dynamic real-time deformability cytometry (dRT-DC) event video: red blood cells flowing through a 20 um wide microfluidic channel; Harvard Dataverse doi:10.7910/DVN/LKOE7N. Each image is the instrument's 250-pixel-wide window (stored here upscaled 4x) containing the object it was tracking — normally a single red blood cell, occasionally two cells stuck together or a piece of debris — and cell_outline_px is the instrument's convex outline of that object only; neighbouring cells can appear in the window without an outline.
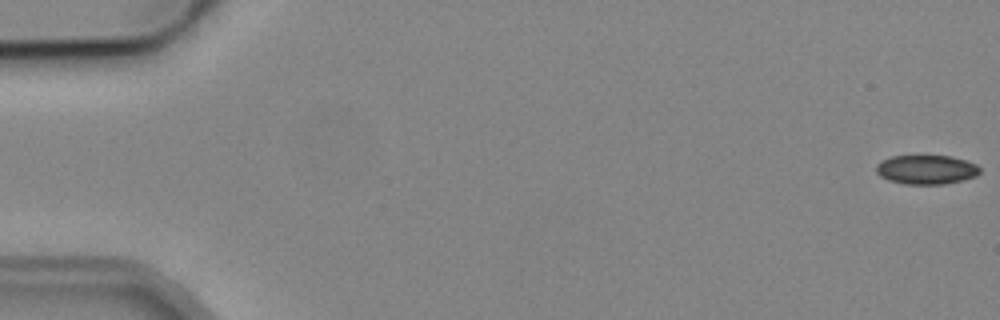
{"species": "common noctule bat (a hibernating species)", "species_latin": "Nyctalus noctula", "temperature_condition": "cold", "stored_images_in_passage": 6, "camera_frame_rate_fps": 3000, "um_per_image_px": 0.085, "animal": {"sex": "male", "body_mass_g": 19.2, "forearm_length_mm": 51.8}, "frame": {"image": 1, "passage_image": 1, "time_ms": 0.0, "image_size_px": [1000, 320], "cell_outline_px": [[980, 172], [976, 176], [964, 180], [944, 184], [904, 184], [888, 180], [880, 176], [876, 172], [876, 164], [880, 160], [892, 156], [952, 156], [976, 164], [980, 168]], "centroid_in_image_um": [78.72, 14.42], "position_along_channel_um": 6.3, "area_um2": 17.74}}
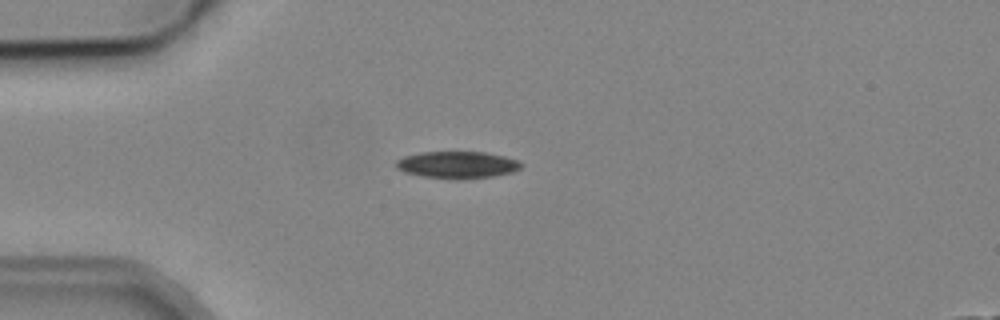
{"frame": {"image": 2, "passage_image": 5, "time_ms": 4.667, "image_size_px": [1000, 320], "cell_outline_px": [[524, 164], [520, 168], [512, 172], [492, 176], [456, 180], [452, 180], [420, 176], [404, 172], [396, 168], [396, 160], [404, 156], [420, 152], [484, 152], [504, 156], [520, 160]], "centroid_in_image_um": [38.86, 14.02], "position_along_channel_um": 46.1, "area_um2": 19.94}}
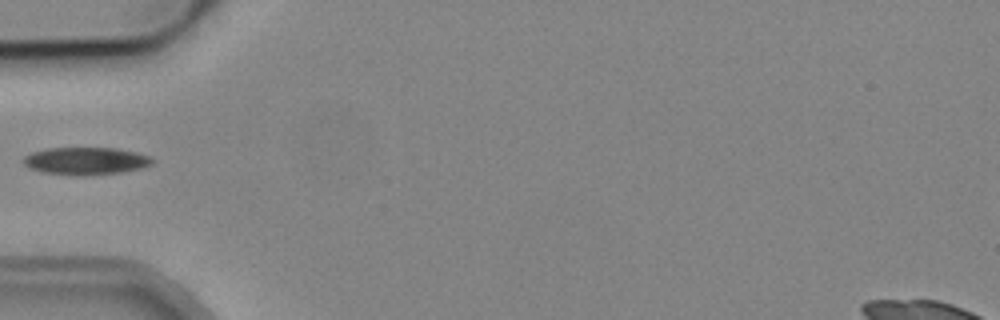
{"frame": {"image": 3, "passage_image": 6, "time_ms": 6.0, "image_size_px": [1000, 320], "cell_outline_px": [[152, 164], [140, 168], [120, 172], [84, 176], [80, 176], [40, 172], [28, 168], [20, 160], [24, 156], [32, 152], [48, 148], [116, 148], [136, 152], [152, 156]], "centroid_in_image_um": [7.24, 13.68], "position_along_channel_um": 77.8, "area_um2": 20.81}}